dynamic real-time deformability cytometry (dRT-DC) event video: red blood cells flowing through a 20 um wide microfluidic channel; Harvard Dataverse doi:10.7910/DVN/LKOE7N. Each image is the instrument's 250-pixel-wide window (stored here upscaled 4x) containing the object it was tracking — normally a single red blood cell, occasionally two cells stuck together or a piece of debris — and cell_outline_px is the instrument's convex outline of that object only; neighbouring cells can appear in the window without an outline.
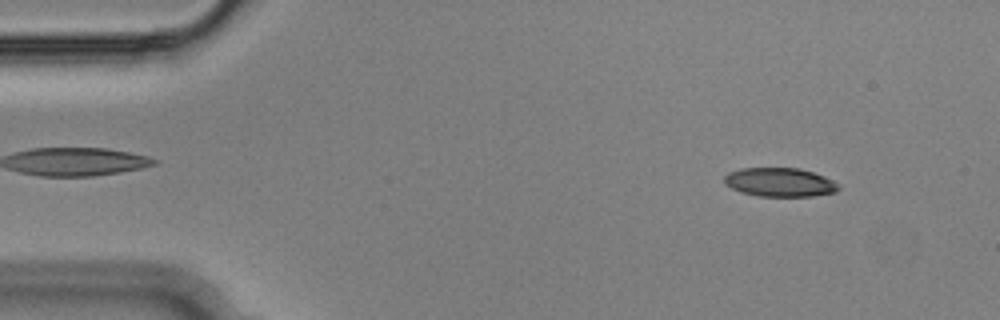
{"species": "Egyptian fruit bat (a non-hibernating species)", "species_latin": "Rousettus aegyptiacus", "temperature_condition": "cold", "stored_images_in_passage": 54, "camera_frame_rate_fps": 3000, "um_per_image_px": 0.085, "animal": {"sex": "male"}, "frame": {"image": 1, "passage_image": 5, "time_ms": 1.333, "image_size_px": [1000, 320], "cell_outline_px": [[840, 188], [836, 192], [812, 196], [760, 196], [740, 192], [724, 184], [724, 176], [728, 172], [740, 168], [800, 168], [824, 176], [832, 180]], "centroid_in_image_um": [66.25, 15.49], "position_along_channel_um": 18.8, "area_um2": 19.19}}
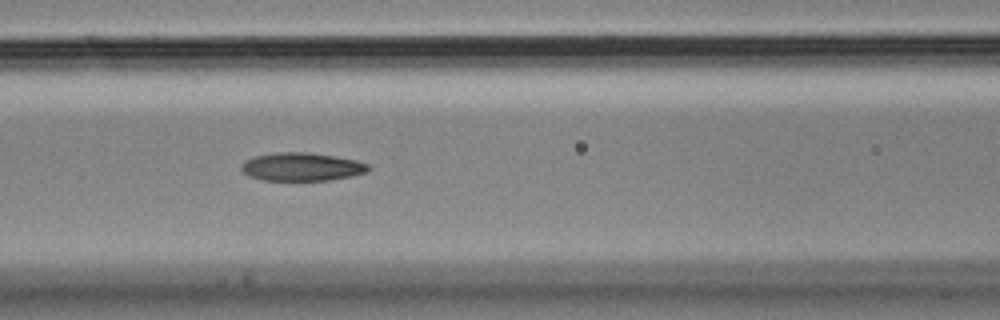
{"frame": {"image": 2, "passage_image": 22, "time_ms": 7.0, "image_size_px": [1000, 320], "cell_outline_px": [[372, 168], [368, 172], [352, 176], [328, 180], [264, 180], [248, 176], [240, 168], [240, 164], [244, 160], [252, 156], [276, 152], [308, 152], [336, 156], [356, 160], [368, 164]], "centroid_in_image_um": [25.64, 14.17], "position_along_channel_um": 141.0, "area_um2": 21.15}}
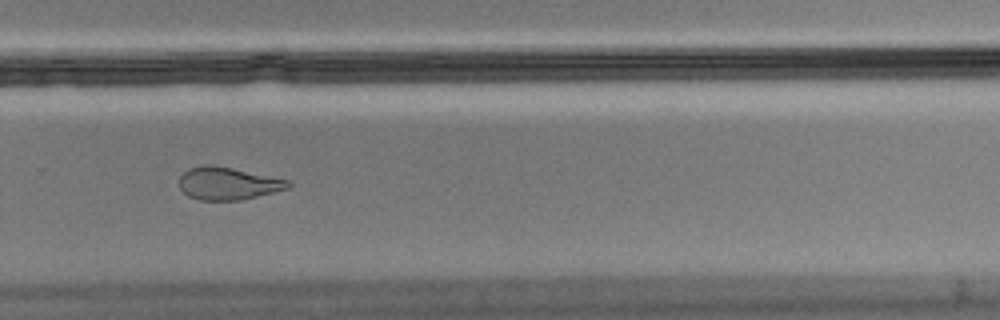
{"frame": {"image": 3, "passage_image": 36, "time_ms": 11.667, "image_size_px": [1000, 320], "cell_outline_px": [[292, 184], [288, 188], [240, 200], [200, 200], [188, 196], [180, 188], [180, 176], [188, 168], [204, 164], [208, 164], [232, 168], [288, 180]], "centroid_in_image_um": [19.33, 15.59], "position_along_channel_um": 310.5, "area_um2": 20.4}, "authors_computed_cell_mechanics": {"area_um2": 21.3282, "velocity_mm_per_s": 3.6407, "shape_relaxation_time_tau1_ms": null, "shape_relaxation_time_tau2_ms": 4.9599, "deformation_change_tau1": null, "deformation_change_tau2": 0.1255}}